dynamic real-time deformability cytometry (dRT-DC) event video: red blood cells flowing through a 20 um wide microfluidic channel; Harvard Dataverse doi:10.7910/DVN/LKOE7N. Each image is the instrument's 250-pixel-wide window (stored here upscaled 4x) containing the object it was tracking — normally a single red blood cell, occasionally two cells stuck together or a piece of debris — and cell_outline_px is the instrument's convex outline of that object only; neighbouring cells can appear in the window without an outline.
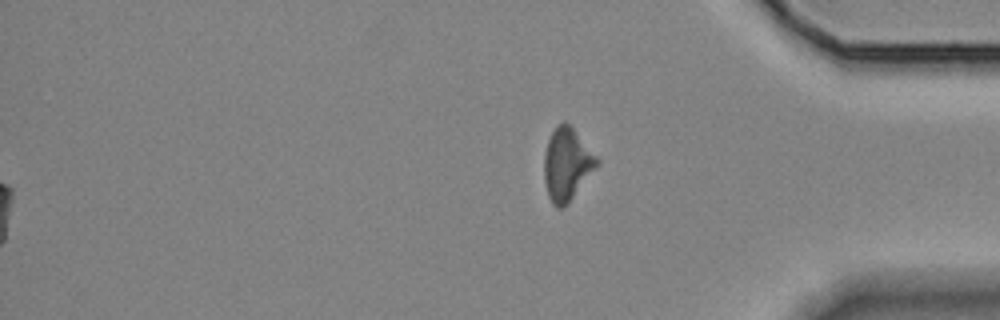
{"species": "Egyptian fruit bat (a non-hibernating species)", "species_latin": "Rousettus aegyptiacus", "temperature_condition": "room temperature", "stored_images_in_passage": 32, "segment_of_instrument_passage": [2, 2], "camera_frame_rate_fps": 3000, "um_per_image_px": 0.085, "animal": {"sex": "female"}, "frame": {"image": 1, "passage_image": 32, "time_ms": 10.333, "image_size_px": [1000, 320], "cell_outline_px": [[600, 164], [568, 204], [560, 208], [556, 208], [552, 204], [548, 196], [544, 180], [544, 156], [548, 140], [556, 124], [564, 120], [572, 128], [600, 160]], "centroid_in_image_um": [48.19, 13.99], "position_along_channel_um": 387.0, "area_um2": 22.37}}